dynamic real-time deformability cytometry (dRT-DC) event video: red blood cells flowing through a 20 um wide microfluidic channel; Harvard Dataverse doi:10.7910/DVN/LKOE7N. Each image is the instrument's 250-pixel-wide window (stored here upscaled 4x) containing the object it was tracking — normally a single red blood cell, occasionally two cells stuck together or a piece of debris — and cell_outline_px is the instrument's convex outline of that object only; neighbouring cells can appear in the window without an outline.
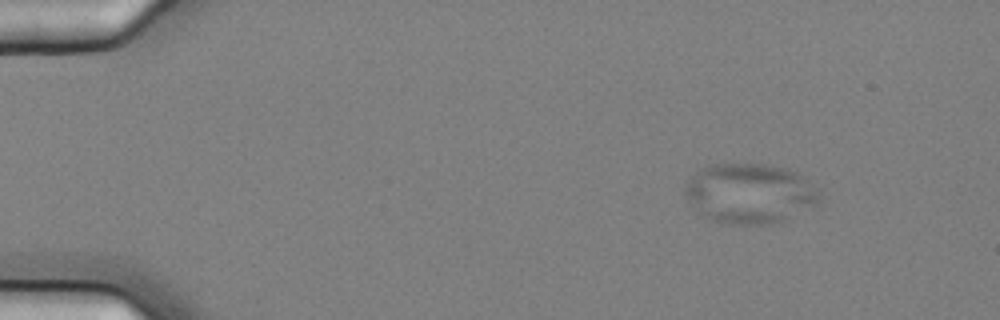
{"species": "common noctule bat (a hibernating species)", "species_latin": "Nyctalus noctula", "temperature_condition": "cold", "stored_images_in_passage": 6, "camera_frame_rate_fps": 3000, "um_per_image_px": 0.085, "animal": {"sex": "female", "body_mass_g": 25.1}, "frame": {"image": 1, "passage_image": 2, "time_ms": 0.333, "image_size_px": [1000, 320], "cell_outline_px": [[820, 192], [816, 200], [812, 204], [784, 220], [760, 224], [728, 224], [716, 220], [700, 212], [696, 208], [684, 192], [684, 188], [688, 180], [696, 172], [708, 164], [764, 164], [788, 168], [804, 176], [820, 188]], "centroid_in_image_um": [63.73, 16.4], "position_along_channel_um": 21.3, "area_um2": 46.18}}